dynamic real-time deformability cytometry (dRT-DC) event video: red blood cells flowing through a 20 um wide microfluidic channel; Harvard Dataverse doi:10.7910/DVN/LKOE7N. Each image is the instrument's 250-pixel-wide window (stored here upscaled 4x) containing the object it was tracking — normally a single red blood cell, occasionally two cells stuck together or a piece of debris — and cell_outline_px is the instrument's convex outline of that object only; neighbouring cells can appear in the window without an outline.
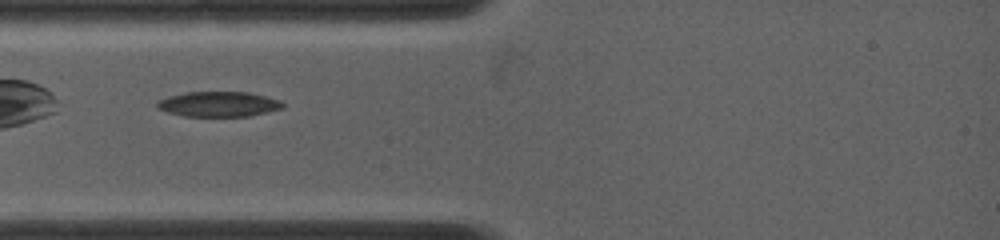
{"species": "common noctule bat (a hibernating species)", "species_latin": "Nyctalus noctula", "temperature_condition": "warm", "stored_images_in_passage": 54, "camera_frame_rate_fps": 5000, "um_per_image_px": 0.085, "animal": {"sex": "female", "body_mass_g": 19.0, "forearm_length_mm": 53.3}, "frame": {"image": 1, "passage_image": 6, "time_ms": 1.0, "image_size_px": [1000, 240], "cell_outline_px": [[284, 108], [248, 116], [184, 116], [168, 112], [160, 108], [156, 104], [160, 100], [172, 96], [188, 92], [248, 92], [280, 100], [284, 104]], "centroid_in_image_um": [18.64, 8.85], "position_along_channel_um": 66.4, "area_um2": 18.03}}
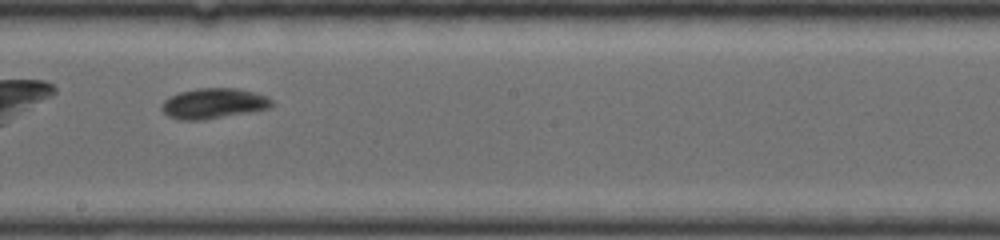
{"frame": {"image": 2, "passage_image": 27, "time_ms": 5.2, "image_size_px": [1000, 240], "cell_outline_px": [[272, 104], [268, 108], [200, 120], [180, 120], [168, 116], [160, 108], [164, 100], [180, 92], [196, 88], [236, 88], [252, 92], [264, 96], [272, 100]], "centroid_in_image_um": [18.08, 8.78], "position_along_channel_um": 230.1, "area_um2": 18.96}}
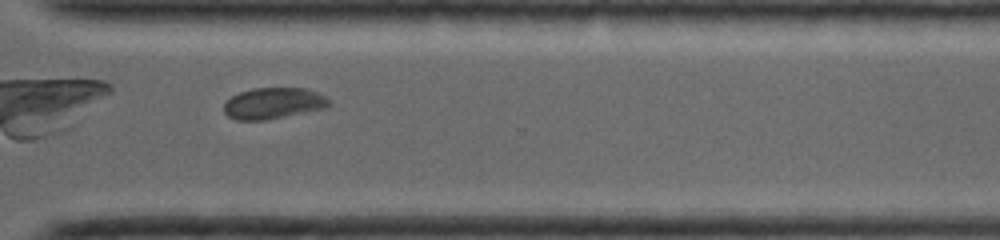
{"frame": {"image": 3, "passage_image": 42, "time_ms": 8.2, "image_size_px": [1000, 240], "cell_outline_px": [[332, 104], [324, 108], [264, 120], [236, 120], [228, 116], [224, 112], [224, 104], [232, 96], [240, 92], [252, 88], [304, 88], [316, 92], [324, 96]], "centroid_in_image_um": [23.21, 8.77], "position_along_channel_um": 347.4, "area_um2": 18.84}, "authors_computed_cell_mechanics": {"area_um2": 19.1029, "velocity_mm_per_s": 3.9027, "shape_relaxation_time_tau1_ms": 3.1119, "shape_relaxation_time_tau2_ms": 2.0294, "deformation_change_tau1": 0.1118, "deformation_change_tau2": 0.049}}